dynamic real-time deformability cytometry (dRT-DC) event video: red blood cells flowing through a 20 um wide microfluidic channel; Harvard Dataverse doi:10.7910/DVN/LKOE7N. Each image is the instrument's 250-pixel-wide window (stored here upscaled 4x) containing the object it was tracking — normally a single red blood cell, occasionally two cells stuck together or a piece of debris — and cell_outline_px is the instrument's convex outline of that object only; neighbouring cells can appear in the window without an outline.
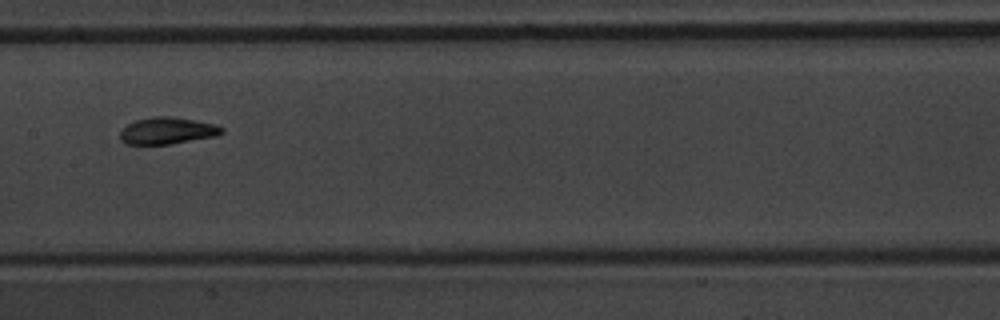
{"species": "common noctule bat (a hibernating species)", "species_latin": "Nyctalus noctula", "temperature_condition": "warm", "stored_images_in_passage": 10, "camera_frame_rate_fps": 3000, "um_per_image_px": 0.085, "animal": {"sex": "male", "body_mass_g": 20.1, "forearm_length_mm": 53.5}, "frame": {"image": 1, "passage_image": 9, "time_ms": 10.333, "image_size_px": [1000, 320], "cell_outline_px": [[224, 132], [216, 136], [168, 144], [128, 144], [120, 140], [120, 132], [128, 124], [136, 120], [152, 116], [172, 116], [216, 124], [224, 128]], "centroid_in_image_um": [14.24, 11.1], "position_along_channel_um": 193.2, "area_um2": 15.84}}
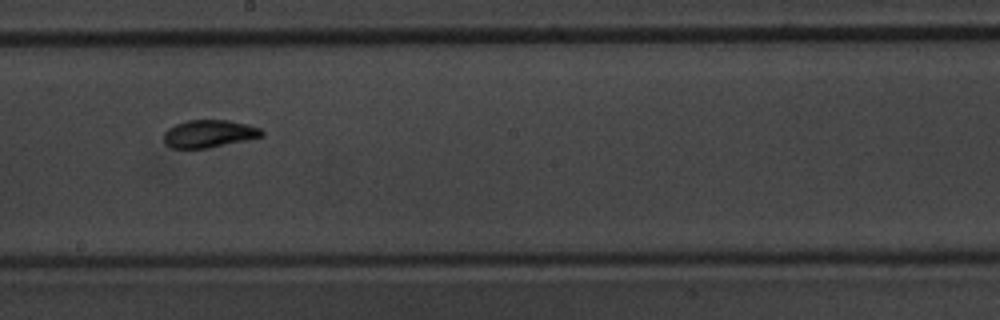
{"frame": {"image": 2, "passage_image": 10, "time_ms": 11.333, "image_size_px": [1000, 320], "cell_outline_px": [[264, 132], [260, 136], [248, 140], [208, 148], [172, 148], [164, 140], [164, 132], [168, 128], [176, 124], [188, 120], [228, 120], [248, 124], [260, 128]], "centroid_in_image_um": [17.78, 11.36], "position_along_channel_um": 230.4, "area_um2": 15.66}}